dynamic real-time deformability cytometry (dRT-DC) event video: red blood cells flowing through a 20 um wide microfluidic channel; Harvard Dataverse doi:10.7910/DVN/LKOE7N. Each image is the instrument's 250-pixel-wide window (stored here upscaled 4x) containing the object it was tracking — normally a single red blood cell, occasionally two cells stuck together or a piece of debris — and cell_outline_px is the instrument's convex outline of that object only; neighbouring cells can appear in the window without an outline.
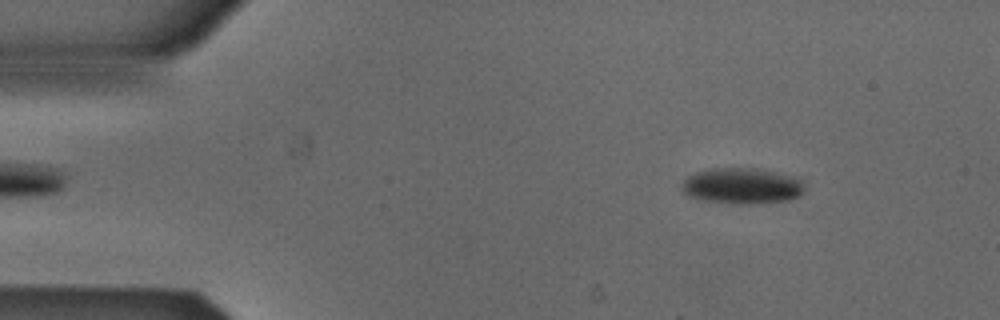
{"species": "Egyptian fruit bat (a non-hibernating species)", "species_latin": "Rousettus aegyptiacus", "temperature_condition": "cold", "stored_images_in_passage": 12, "camera_frame_rate_fps": 3000, "um_per_image_px": 0.085, "animal": {"sex": "male"}, "frame": {"image": 1, "passage_image": 3, "time_ms": 0.667, "image_size_px": [1000, 320], "cell_outline_px": [[804, 188], [796, 196], [788, 200], [760, 204], [732, 204], [696, 200], [688, 196], [684, 192], [680, 184], [688, 176], [696, 172], [712, 168], [752, 168], [772, 172], [800, 180]], "centroid_in_image_um": [62.95, 15.83], "position_along_channel_um": 22.0, "area_um2": 25.55}}
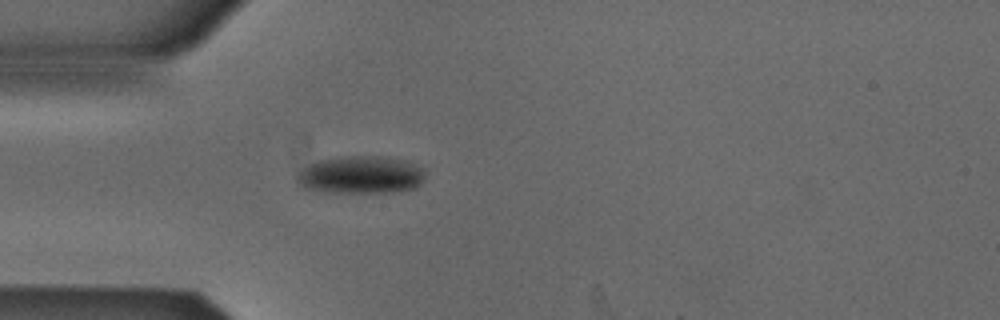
{"frame": {"image": 2, "passage_image": 11, "time_ms": 3.333, "image_size_px": [1000, 320], "cell_outline_px": [[424, 180], [416, 188], [396, 192], [328, 192], [304, 188], [296, 180], [296, 176], [304, 168], [320, 160], [340, 156], [380, 156], [408, 160], [424, 168]], "centroid_in_image_um": [30.73, 14.86], "position_along_channel_um": 54.3, "area_um2": 28.26}}